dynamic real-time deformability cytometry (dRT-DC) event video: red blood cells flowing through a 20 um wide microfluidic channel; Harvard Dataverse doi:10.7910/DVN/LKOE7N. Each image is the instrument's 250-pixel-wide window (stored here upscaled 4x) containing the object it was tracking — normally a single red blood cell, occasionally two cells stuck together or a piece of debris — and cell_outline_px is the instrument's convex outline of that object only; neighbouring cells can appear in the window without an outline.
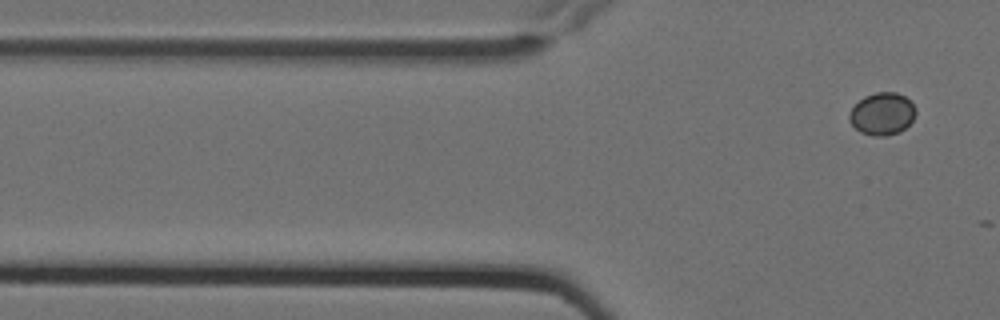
{"species": "Egyptian fruit bat (a non-hibernating species)", "species_latin": "Rousettus aegyptiacus", "temperature_condition": "cold", "stored_images_in_passage": 3, "segment_of_instrument_passage": [2, 2], "camera_frame_rate_fps": 3000, "um_per_image_px": 0.085, "animal": {"sex": "female"}, "frame": {"image": 1, "passage_image": 3, "time_ms": 0.667, "image_size_px": [1000, 320], "cell_outline_px": [[916, 112], [912, 120], [900, 132], [884, 136], [872, 136], [860, 132], [848, 120], [848, 112], [864, 96], [876, 92], [896, 92], [904, 96], [916, 108]], "centroid_in_image_um": [74.96, 9.68], "position_along_channel_um": 50.8, "area_um2": 16.36}}